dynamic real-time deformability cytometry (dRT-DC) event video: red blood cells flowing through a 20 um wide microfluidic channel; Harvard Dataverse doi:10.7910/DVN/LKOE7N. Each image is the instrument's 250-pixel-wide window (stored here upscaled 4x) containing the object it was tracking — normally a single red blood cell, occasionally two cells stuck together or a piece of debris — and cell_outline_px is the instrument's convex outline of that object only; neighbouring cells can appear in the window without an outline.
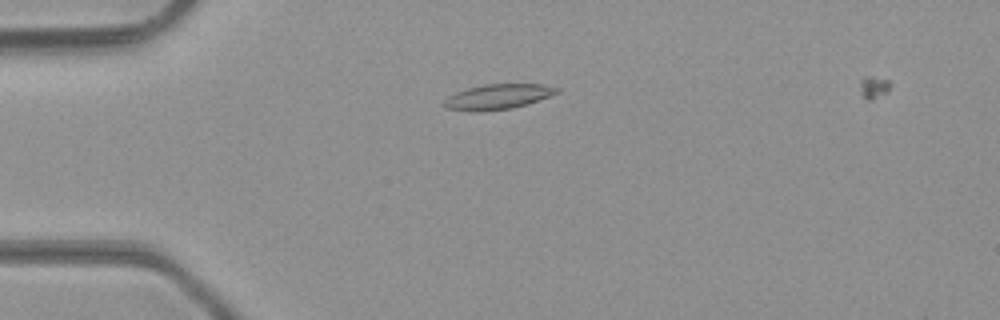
{"species": "common noctule bat (a hibernating species)", "species_latin": "Nyctalus noctula", "temperature_condition": "room temperature", "stored_images_in_passage": 38, "camera_frame_rate_fps": 3000, "um_per_image_px": 0.085, "animal": {"sex": "male", "body_mass_g": 23.1, "forearm_length_mm": 52.7}, "frame": {"image": 1, "passage_image": 1, "time_ms": 0.0, "image_size_px": [1000, 320], "cell_outline_px": [[560, 92], [512, 108], [472, 112], [448, 108], [444, 104], [444, 100], [448, 96], [456, 92], [468, 88], [484, 84], [544, 84], [560, 88]], "centroid_in_image_um": [42.31, 8.21], "position_along_channel_um": 42.7, "area_um2": 16.24}}
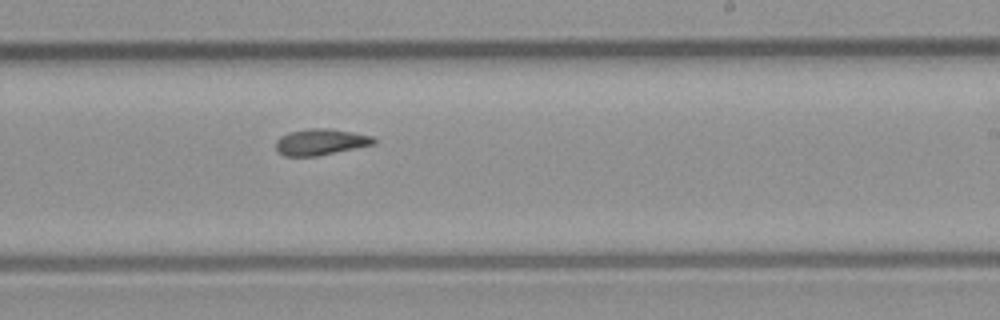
{"frame": {"image": 2, "passage_image": 18, "time_ms": 5.667, "image_size_px": [1000, 320], "cell_outline_px": [[376, 144], [316, 156], [284, 156], [276, 152], [276, 140], [280, 136], [288, 132], [308, 128], [328, 128], [352, 132], [372, 136], [376, 140]], "centroid_in_image_um": [27.22, 12.06], "position_along_channel_um": 261.8, "area_um2": 15.09}}
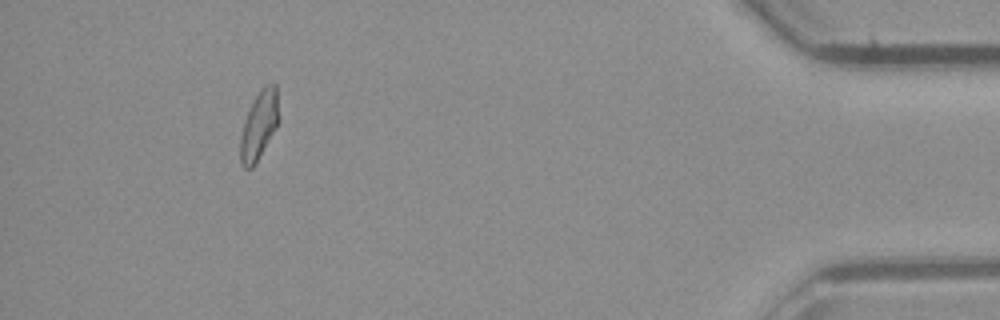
{"frame": {"image": 3, "passage_image": 33, "time_ms": 10.667, "image_size_px": [1000, 320], "cell_outline_px": [[276, 128], [252, 168], [244, 168], [240, 164], [240, 136], [248, 112], [260, 88], [264, 84], [276, 84]], "centroid_in_image_um": [21.97, 10.68], "position_along_channel_um": 413.2, "area_um2": 14.57}}